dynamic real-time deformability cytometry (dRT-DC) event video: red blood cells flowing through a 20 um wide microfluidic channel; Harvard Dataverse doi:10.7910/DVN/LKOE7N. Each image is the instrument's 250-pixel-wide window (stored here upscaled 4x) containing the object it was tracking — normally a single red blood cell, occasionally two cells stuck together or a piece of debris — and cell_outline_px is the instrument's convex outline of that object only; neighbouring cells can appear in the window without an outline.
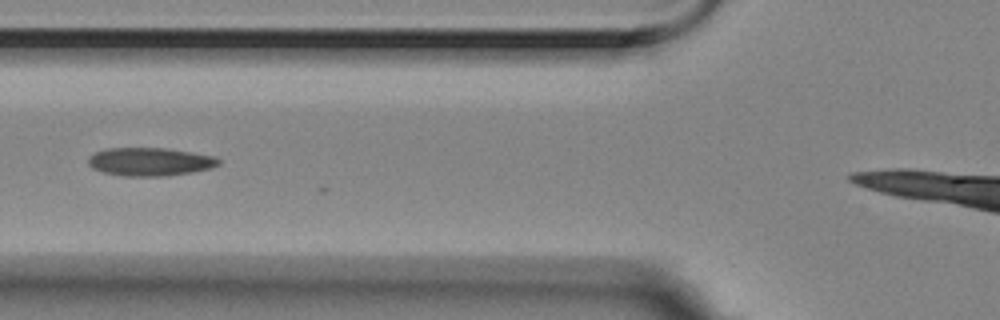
{"species": "Egyptian fruit bat (a non-hibernating species)", "species_latin": "Rousettus aegyptiacus", "temperature_condition": "room temperature", "stored_images_in_passage": 8, "segment_of_instrument_passage": [1, 2], "camera_frame_rate_fps": 3000, "um_per_image_px": 0.085, "animal": {"sex": "female"}, "frame": {"image": 1, "passage_image": 3, "time_ms": 0.667, "image_size_px": [1000, 320], "cell_outline_px": [[220, 164], [212, 168], [192, 172], [164, 176], [124, 176], [104, 172], [92, 168], [88, 164], [88, 156], [96, 152], [108, 148], [164, 148], [192, 152], [216, 156], [220, 160]], "centroid_in_image_um": [12.77, 13.74], "position_along_channel_um": 113.0, "area_um2": 21.5}}
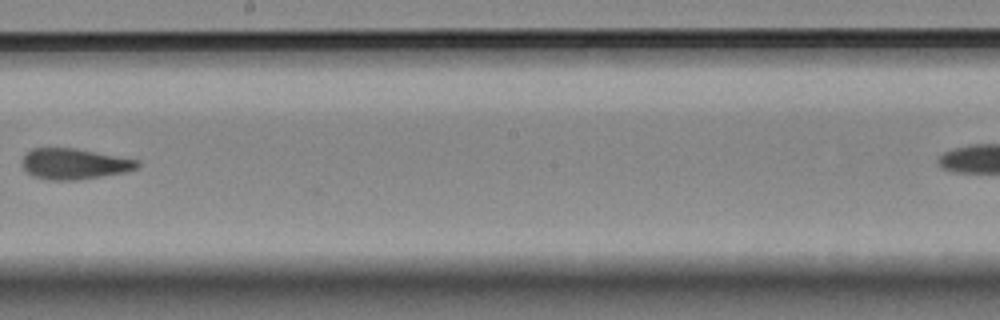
{"frame": {"image": 2, "passage_image": 6, "time_ms": 1.667, "image_size_px": [1000, 320], "cell_outline_px": [[140, 164], [136, 168], [124, 172], [76, 180], [52, 180], [36, 176], [28, 172], [24, 168], [24, 156], [32, 148], [76, 148], [140, 160]], "centroid_in_image_um": [6.36, 13.91], "position_along_channel_um": 241.8, "area_um2": 20.29}}
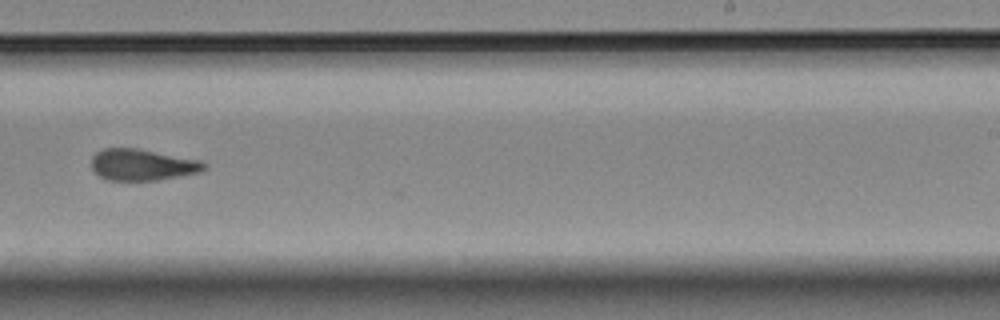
{"frame": {"image": 3, "passage_image": 7, "time_ms": 2.0, "image_size_px": [1000, 320], "cell_outline_px": [[208, 168], [200, 172], [156, 180], [108, 180], [100, 176], [92, 168], [92, 156], [96, 152], [104, 148], [140, 148], [200, 160], [208, 164]], "centroid_in_image_um": [12.13, 13.99], "position_along_channel_um": 276.9, "area_um2": 20.69}}